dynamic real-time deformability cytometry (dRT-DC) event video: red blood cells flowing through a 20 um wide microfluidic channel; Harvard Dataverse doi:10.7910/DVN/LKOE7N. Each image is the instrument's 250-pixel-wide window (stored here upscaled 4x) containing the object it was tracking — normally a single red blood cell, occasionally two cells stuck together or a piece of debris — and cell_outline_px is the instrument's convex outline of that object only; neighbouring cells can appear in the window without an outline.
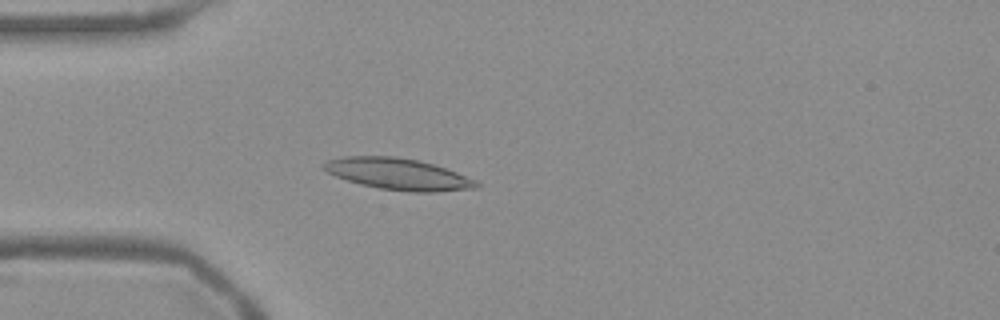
{"species": "Egyptian fruit bat (a non-hibernating species)", "species_latin": "Rousettus aegyptiacus", "temperature_condition": "warm", "stored_images_in_passage": 54, "camera_frame_rate_fps": 3000, "um_per_image_px": 0.085, "frame": {"image": 1, "passage_image": 15, "time_ms": 4.667, "image_size_px": [1000, 320], "cell_outline_px": [[480, 188], [436, 192], [408, 192], [380, 188], [360, 184], [336, 176], [328, 172], [320, 164], [328, 160], [344, 156], [396, 156], [416, 160], [432, 164], [456, 172], [476, 180], [480, 184]], "centroid_in_image_um": [33.86, 14.8], "position_along_channel_um": 51.1, "area_um2": 27.92}}
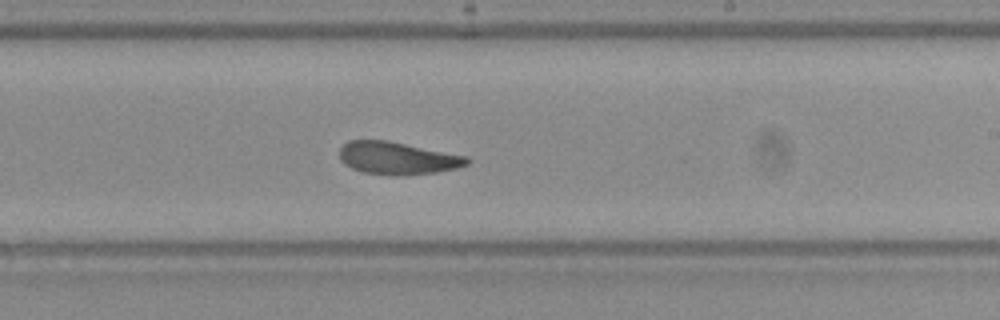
{"frame": {"image": 2, "passage_image": 32, "time_ms": 10.333, "image_size_px": [1000, 320], "cell_outline_px": [[472, 160], [468, 164], [456, 168], [436, 172], [408, 176], [396, 176], [364, 172], [352, 168], [344, 164], [340, 160], [340, 148], [348, 140], [388, 140], [468, 156]], "centroid_in_image_um": [33.81, 13.44], "position_along_channel_um": 255.2, "area_um2": 24.45}}
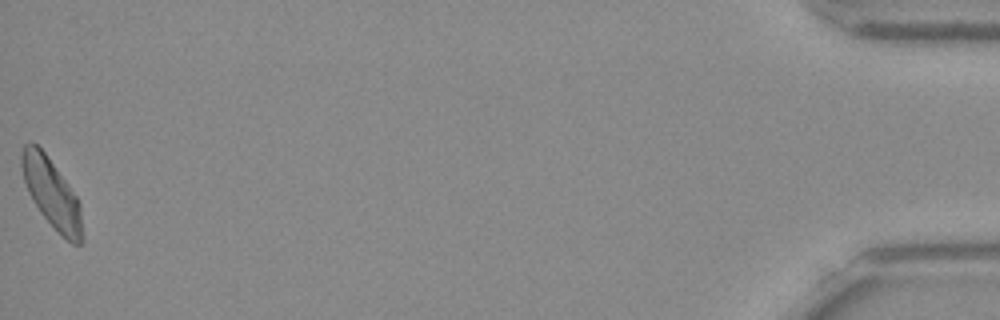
{"frame": {"image": 3, "passage_image": 54, "time_ms": 17.667, "image_size_px": [1000, 320], "cell_outline_px": [[84, 240], [80, 244], [72, 244], [40, 212], [32, 200], [28, 192], [24, 180], [20, 164], [20, 156], [24, 144], [36, 144], [44, 152], [68, 184], [76, 196], [80, 204], [84, 236]], "centroid_in_image_um": [4.4, 16.44], "position_along_channel_um": 430.8, "area_um2": 24.1}, "authors_computed_cell_mechanics": {"area_um2": 24.9696, "velocity_mm_per_s": 3.7636, "shape_relaxation_time_tau1_ms": 8.1034, "shape_relaxation_time_tau2_ms": 2.6923, "deformation_change_tau1": 0.1644, "deformation_change_tau2": 0.1001}}